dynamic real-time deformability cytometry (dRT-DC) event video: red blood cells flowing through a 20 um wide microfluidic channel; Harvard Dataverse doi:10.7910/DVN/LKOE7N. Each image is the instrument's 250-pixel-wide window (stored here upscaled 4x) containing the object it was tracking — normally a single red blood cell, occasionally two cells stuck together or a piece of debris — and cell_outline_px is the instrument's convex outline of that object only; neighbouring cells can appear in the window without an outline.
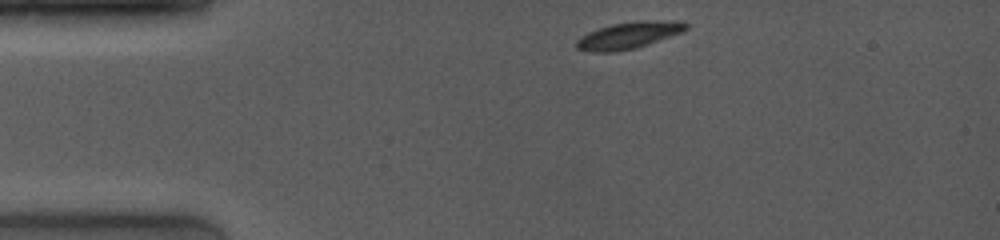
{"species": "common noctule bat (a hibernating species)", "species_latin": "Nyctalus noctula", "temperature_condition": "room temperature", "stored_images_in_passage": 48, "camera_frame_rate_fps": 4000, "um_per_image_px": 0.085, "animal": {"sex": "female", "body_mass_g": 19.0, "forearm_length_mm": 53.3}, "frame": {"image": 1, "passage_image": 1, "time_ms": 0.0, "image_size_px": [1000, 240], "cell_outline_px": [[688, 28], [684, 32], [636, 48], [612, 52], [592, 52], [576, 48], [576, 40], [580, 36], [588, 32], [612, 24], [636, 20], [684, 20], [688, 24]], "centroid_in_image_um": [53.5, 2.98], "position_along_channel_um": 31.5, "area_um2": 17.4}}
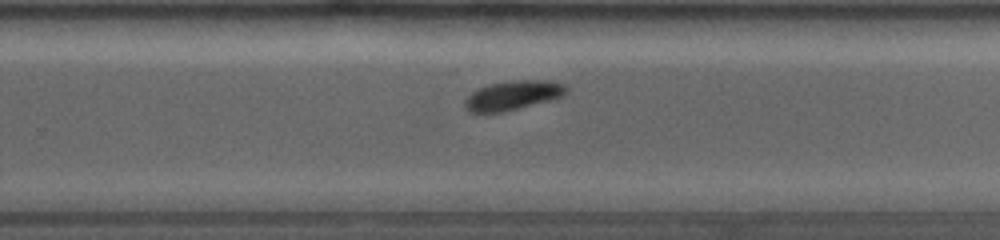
{"frame": {"image": 2, "passage_image": 31, "time_ms": 7.5, "image_size_px": [1000, 240], "cell_outline_px": [[568, 88], [564, 96], [500, 112], [468, 112], [464, 108], [464, 100], [472, 92], [488, 84], [512, 80], [544, 80], [564, 84]], "centroid_in_image_um": [43.56, 8.09], "position_along_channel_um": 286.2, "area_um2": 17.05}}
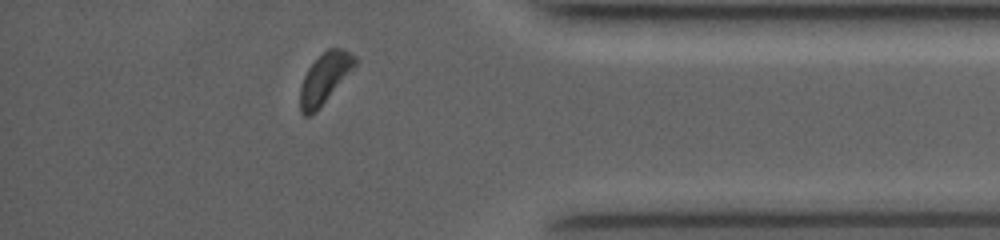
{"frame": {"image": 3, "passage_image": 44, "time_ms": 10.75, "image_size_px": [1000, 240], "cell_outline_px": [[356, 64], [316, 112], [308, 116], [304, 116], [300, 112], [300, 88], [304, 76], [308, 68], [328, 48], [344, 48], [356, 56]], "centroid_in_image_um": [27.58, 6.66], "position_along_channel_um": 407.6, "area_um2": 15.78}, "authors_computed_cell_mechanics": {"area_um2": 17.7735, "velocity_mm_per_s": 4.0568, "shape_relaxation_time_tau1_ms": 1.8087, "shape_relaxation_time_tau2_ms": null, "deformation_change_tau1": 0.09, "deformation_change_tau2": null}}